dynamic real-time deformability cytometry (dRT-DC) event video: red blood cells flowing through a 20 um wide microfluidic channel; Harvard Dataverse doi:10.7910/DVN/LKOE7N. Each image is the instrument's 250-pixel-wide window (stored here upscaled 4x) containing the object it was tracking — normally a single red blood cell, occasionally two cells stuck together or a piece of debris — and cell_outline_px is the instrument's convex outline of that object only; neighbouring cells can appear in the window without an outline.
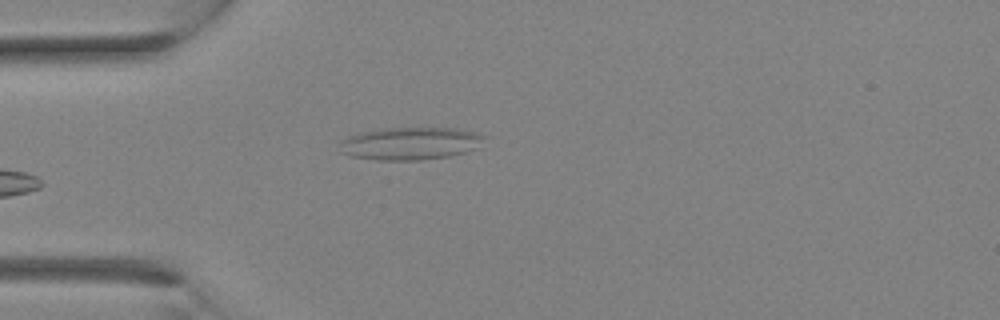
{"species": "Egyptian fruit bat (a non-hibernating species)", "species_latin": "Rousettus aegyptiacus", "temperature_condition": "room temperature", "stored_images_in_passage": 3, "camera_frame_rate_fps": 3000, "um_per_image_px": 0.085, "animal": {"sex": "female"}, "frame": {"image": 1, "passage_image": 3, "time_ms": 2.333, "image_size_px": [1000, 320], "cell_outline_px": [[488, 136], [476, 148], [468, 152], [448, 156], [424, 160], [376, 160], [348, 156], [340, 152], [340, 140], [348, 136], [360, 132], [388, 128], [456, 128], [476, 132]], "centroid_in_image_um": [34.87, 12.2], "position_along_channel_um": 50.1, "area_um2": 27.8}}